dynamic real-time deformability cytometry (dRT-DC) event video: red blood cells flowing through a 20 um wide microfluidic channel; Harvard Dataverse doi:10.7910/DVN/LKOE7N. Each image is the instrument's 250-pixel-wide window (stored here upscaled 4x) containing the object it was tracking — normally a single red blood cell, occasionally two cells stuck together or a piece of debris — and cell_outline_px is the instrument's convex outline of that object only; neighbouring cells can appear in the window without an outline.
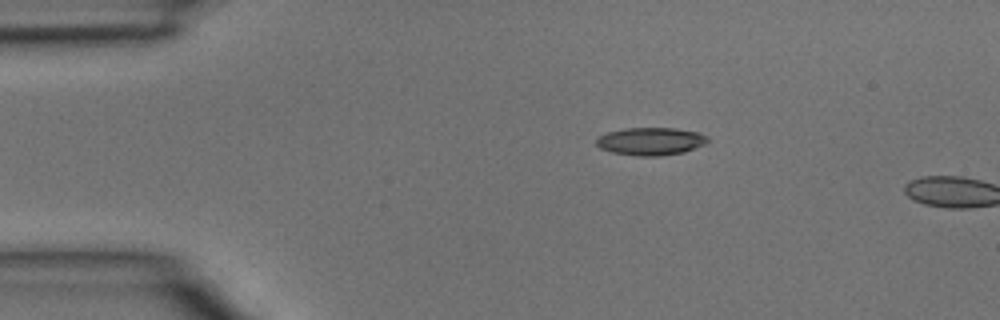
{"species": "common noctule bat (a hibernating species)", "species_latin": "Nyctalus noctula", "temperature_condition": "room temperature", "stored_images_in_passage": 2, "camera_frame_rate_fps": 3000, "um_per_image_px": 0.085, "animal": {"sex": "male", "body_mass_g": 15.6}, "frame": {"image": 1, "passage_image": 1, "time_ms": 0.0, "image_size_px": [1000, 320], "cell_outline_px": [[708, 140], [704, 144], [684, 152], [660, 156], [636, 156], [612, 152], [600, 148], [596, 144], [596, 136], [608, 132], [624, 128], [676, 128], [696, 132], [708, 136]], "centroid_in_image_um": [55.27, 12.01], "position_along_channel_um": 29.7, "area_um2": 18.03}}